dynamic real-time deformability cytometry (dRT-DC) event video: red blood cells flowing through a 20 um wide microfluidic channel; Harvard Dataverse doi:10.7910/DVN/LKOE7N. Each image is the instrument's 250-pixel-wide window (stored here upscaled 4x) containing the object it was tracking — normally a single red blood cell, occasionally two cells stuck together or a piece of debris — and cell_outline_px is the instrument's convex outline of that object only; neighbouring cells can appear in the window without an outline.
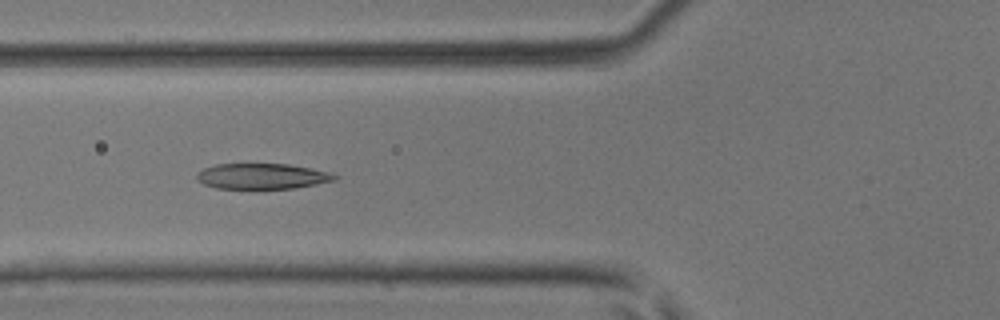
{"species": "common noctule bat (a hibernating species)", "species_latin": "Nyctalus noctula", "temperature_condition": "room temperature", "stored_images_in_passage": 26, "camera_frame_rate_fps": 3000, "um_per_image_px": 0.085, "animal": {"sex": "male", "body_mass_g": 17.9, "forearm_length_mm": 54.2}, "frame": {"image": 1, "passage_image": 18, "time_ms": 5.667, "image_size_px": [1000, 320], "cell_outline_px": [[340, 176], [336, 180], [316, 184], [292, 188], [216, 188], [204, 184], [196, 180], [196, 172], [204, 168], [216, 164], [288, 164], [312, 168], [328, 172]], "centroid_in_image_um": [22.27, 14.97], "position_along_channel_um": 103.5, "area_um2": 20.52}}
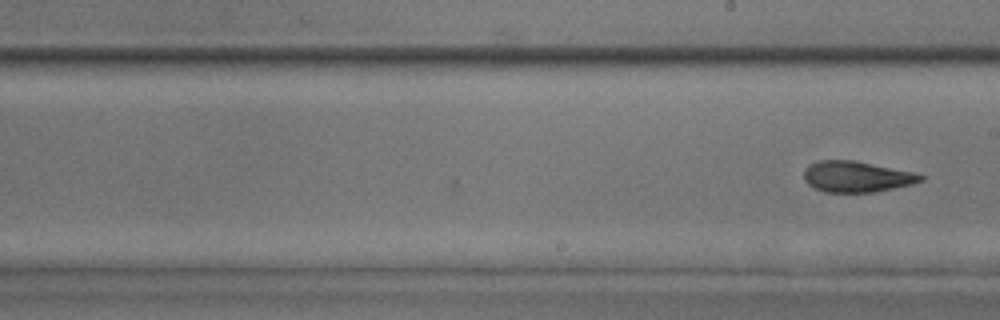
{"frame": {"image": 2, "passage_image": 26, "time_ms": 8.333, "image_size_px": [1000, 320], "cell_outline_px": [[924, 180], [912, 184], [876, 192], [824, 192], [808, 184], [804, 180], [804, 172], [808, 164], [820, 160], [852, 160], [912, 172], [924, 176]], "centroid_in_image_um": [72.79, 15.02], "position_along_channel_um": 216.2, "area_um2": 20.87}}